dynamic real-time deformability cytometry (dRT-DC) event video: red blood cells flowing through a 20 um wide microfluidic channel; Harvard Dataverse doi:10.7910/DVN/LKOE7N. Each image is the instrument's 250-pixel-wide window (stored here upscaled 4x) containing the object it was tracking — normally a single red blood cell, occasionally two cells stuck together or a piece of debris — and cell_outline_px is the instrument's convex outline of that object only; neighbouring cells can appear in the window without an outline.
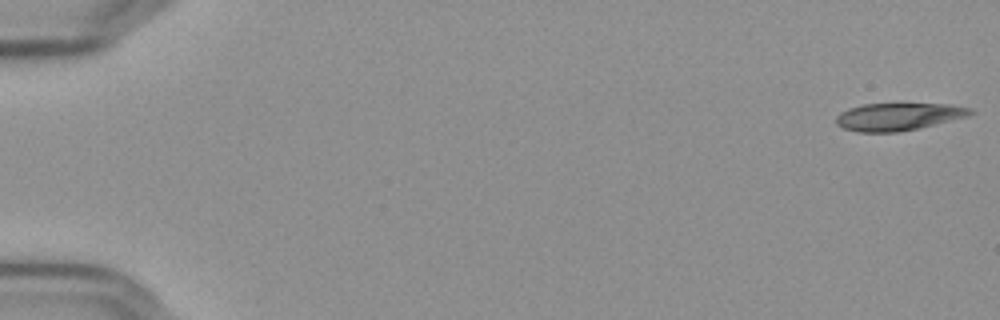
{"species": "Egyptian fruit bat (a non-hibernating species)", "species_latin": "Rousettus aegyptiacus", "temperature_condition": "cold", "stored_images_in_passage": 56, "camera_frame_rate_fps": 3000, "um_per_image_px": 0.085, "frame": {"image": 1, "passage_image": 1, "time_ms": 0.0, "image_size_px": [1000, 320], "cell_outline_px": [[976, 112], [968, 116], [920, 128], [900, 132], [856, 132], [844, 128], [836, 124], [836, 116], [840, 112], [848, 108], [864, 104], [948, 104], [972, 108]], "centroid_in_image_um": [76.36, 9.92], "position_along_channel_um": 8.6, "area_um2": 21.62}}
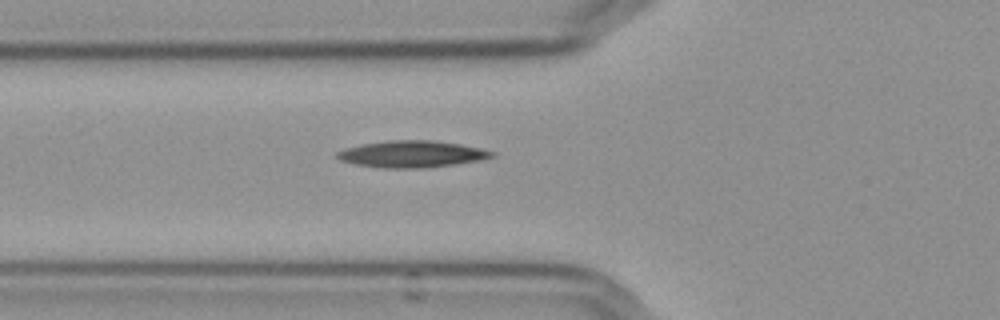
{"frame": {"image": 2, "passage_image": 21, "time_ms": 6.667, "image_size_px": [1000, 320], "cell_outline_px": [[496, 156], [480, 160], [456, 164], [428, 168], [380, 168], [352, 164], [340, 160], [336, 156], [336, 152], [344, 148], [360, 144], [388, 140], [432, 140], [460, 144], [480, 148], [496, 152]], "centroid_in_image_um": [34.98, 13.1], "position_along_channel_um": 90.8, "area_um2": 24.45}}
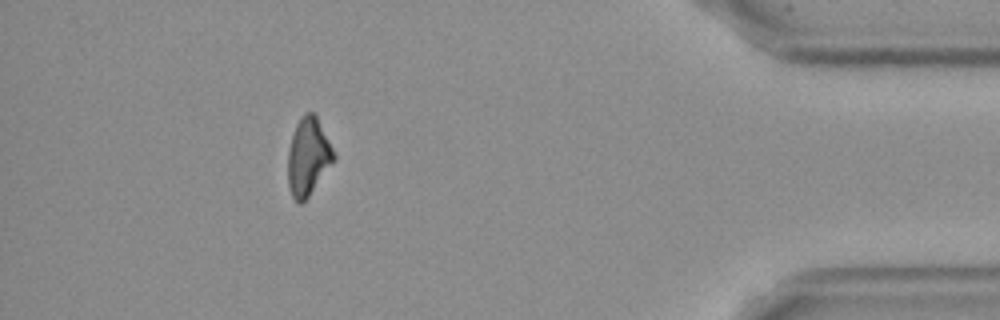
{"frame": {"image": 3, "passage_image": 51, "time_ms": 16.667, "image_size_px": [1000, 320], "cell_outline_px": [[336, 160], [308, 196], [300, 204], [292, 196], [288, 188], [288, 148], [296, 124], [300, 116], [304, 112], [316, 112], [336, 156]], "centroid_in_image_um": [26.2, 13.27], "position_along_channel_um": 409.0, "area_um2": 20.98}}